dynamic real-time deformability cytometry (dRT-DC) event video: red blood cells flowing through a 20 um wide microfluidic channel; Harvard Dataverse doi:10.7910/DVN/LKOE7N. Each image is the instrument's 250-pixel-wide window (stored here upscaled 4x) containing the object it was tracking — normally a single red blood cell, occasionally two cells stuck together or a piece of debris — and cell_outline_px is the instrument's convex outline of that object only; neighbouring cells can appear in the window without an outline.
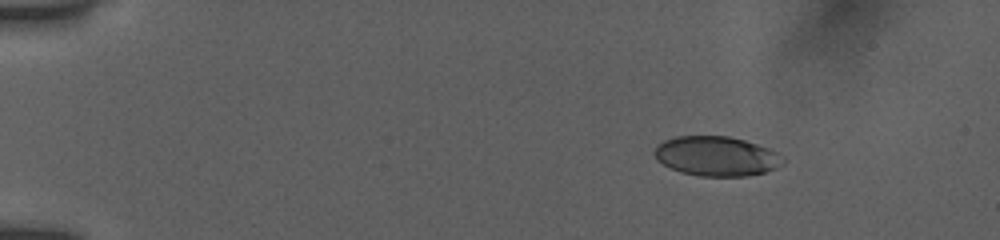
{"species": "human", "species_latin": "Homo sapiens", "temperature_condition": "room temperature", "stored_images_in_passage": 50, "camera_frame_rate_fps": 3000, "um_per_image_px": 0.085, "donor": {"sex": "female"}, "frame": {"image": 1, "passage_image": 4, "time_ms": 1.0, "image_size_px": [1000, 240], "cell_outline_px": [[784, 164], [776, 168], [764, 172], [748, 176], [700, 176], [680, 172], [656, 160], [652, 152], [656, 144], [664, 140], [676, 136], [728, 136], [744, 140], [768, 148], [784, 156]], "centroid_in_image_um": [60.88, 13.27], "position_along_channel_um": 24.1, "area_um2": 29.88}}
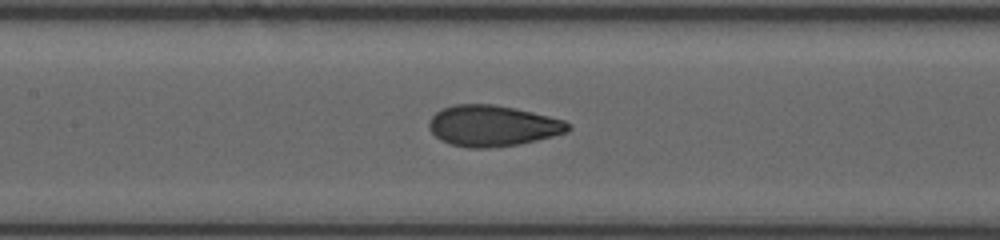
{"frame": {"image": 2, "passage_image": 23, "time_ms": 7.333, "image_size_px": [1000, 240], "cell_outline_px": [[572, 128], [568, 132], [520, 144], [488, 148], [468, 148], [452, 144], [440, 140], [428, 128], [428, 124], [432, 116], [440, 108], [456, 104], [492, 104], [516, 108], [564, 120], [572, 124]], "centroid_in_image_um": [41.88, 10.69], "position_along_channel_um": 165.5, "area_um2": 33.35}}
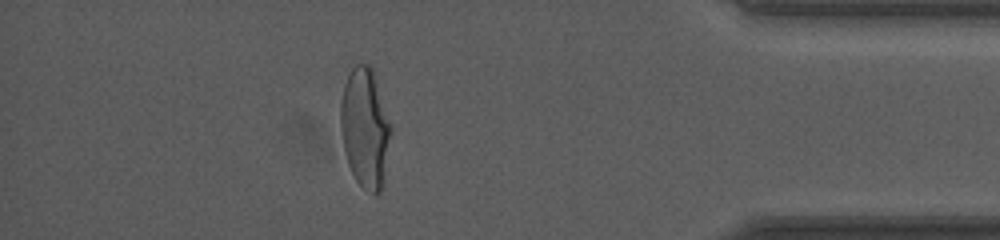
{"frame": {"image": 3, "passage_image": 44, "time_ms": 14.333, "image_size_px": [1000, 240], "cell_outline_px": [[392, 128], [380, 192], [376, 196], [364, 188], [356, 180], [348, 164], [344, 148], [340, 128], [340, 104], [344, 84], [352, 68], [356, 64], [368, 64], [372, 68], [392, 124]], "centroid_in_image_um": [31.03, 10.84], "position_along_channel_um": 404.2, "area_um2": 34.85}, "authors_computed_cell_mechanics": {"area_um2": 32.8015, "velocity_mm_per_s": 3.8875, "shape_relaxation_time_tau1_ms": 6.1816, "shape_relaxation_time_tau2_ms": 0.7503, "deformation_change_tau1": 0.2008, "deformation_change_tau2": 0.0634}}